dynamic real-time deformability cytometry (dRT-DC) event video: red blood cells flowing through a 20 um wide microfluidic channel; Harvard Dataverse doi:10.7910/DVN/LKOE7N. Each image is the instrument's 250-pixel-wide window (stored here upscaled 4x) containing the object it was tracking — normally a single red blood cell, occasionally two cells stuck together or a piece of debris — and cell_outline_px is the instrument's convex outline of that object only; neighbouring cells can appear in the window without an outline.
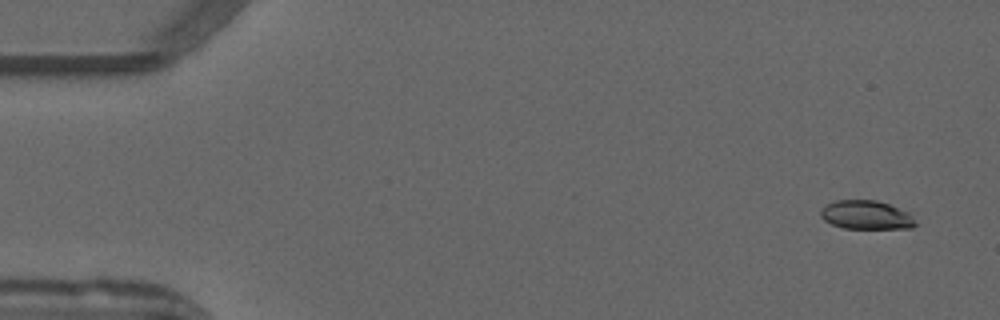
{"species": "common noctule bat (a hibernating species)", "species_latin": "Nyctalus noctula", "temperature_condition": "warm", "stored_images_in_passage": 52, "camera_frame_rate_fps": 3000, "um_per_image_px": 0.085, "animal": {"sex": "male", "forearm_length_mm": 52.5}, "frame": {"image": 1, "passage_image": 3, "time_ms": 0.667, "image_size_px": [1000, 320], "cell_outline_px": [[916, 224], [912, 228], [844, 228], [832, 224], [824, 220], [820, 216], [820, 212], [828, 204], [836, 200], [876, 200], [888, 204], [908, 212], [912, 216]], "centroid_in_image_um": [73.63, 18.27], "position_along_channel_um": 11.4, "area_um2": 15.66}}
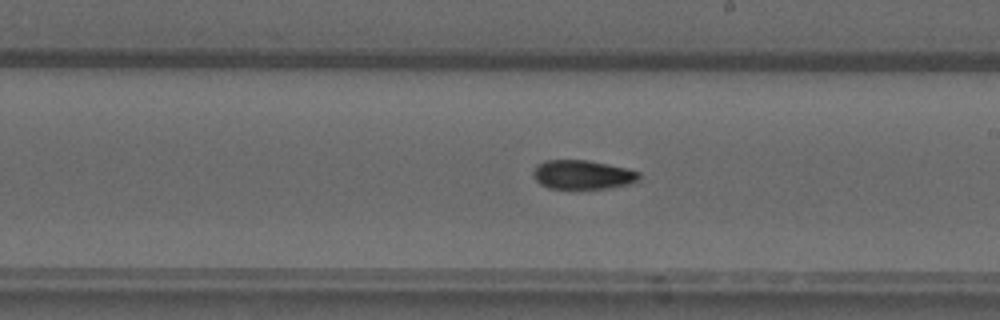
{"frame": {"image": 2, "passage_image": 30, "time_ms": 9.667, "image_size_px": [1000, 320], "cell_outline_px": [[640, 180], [632, 184], [612, 188], [548, 188], [540, 184], [532, 176], [532, 172], [536, 164], [544, 160], [588, 160], [628, 168], [640, 172]], "centroid_in_image_um": [49.54, 14.84], "position_along_channel_um": 239.5, "area_um2": 18.26}}
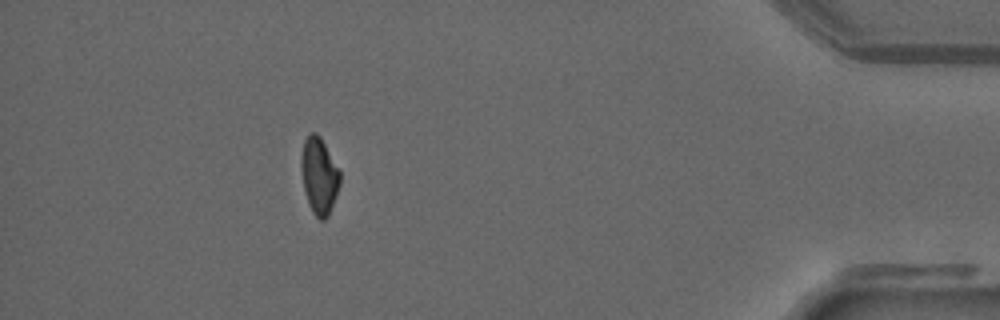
{"frame": {"image": 3, "passage_image": 47, "time_ms": 15.333, "image_size_px": [1000, 320], "cell_outline_px": [[340, 184], [336, 196], [328, 216], [324, 220], [320, 220], [312, 212], [308, 204], [304, 188], [300, 168], [300, 160], [304, 140], [312, 132], [316, 132], [320, 136], [340, 168]], "centroid_in_image_um": [27.13, 14.93], "position_along_channel_um": 408.1, "area_um2": 17.51}, "authors_computed_cell_mechanics": {"area_um2": 17.4845, "velocity_mm_per_s": 3.951, "shape_relaxation_time_tau1_ms": null, "shape_relaxation_time_tau2_ms": 9.1719, "deformation_change_tau1": null, "deformation_change_tau2": 0.1504}}